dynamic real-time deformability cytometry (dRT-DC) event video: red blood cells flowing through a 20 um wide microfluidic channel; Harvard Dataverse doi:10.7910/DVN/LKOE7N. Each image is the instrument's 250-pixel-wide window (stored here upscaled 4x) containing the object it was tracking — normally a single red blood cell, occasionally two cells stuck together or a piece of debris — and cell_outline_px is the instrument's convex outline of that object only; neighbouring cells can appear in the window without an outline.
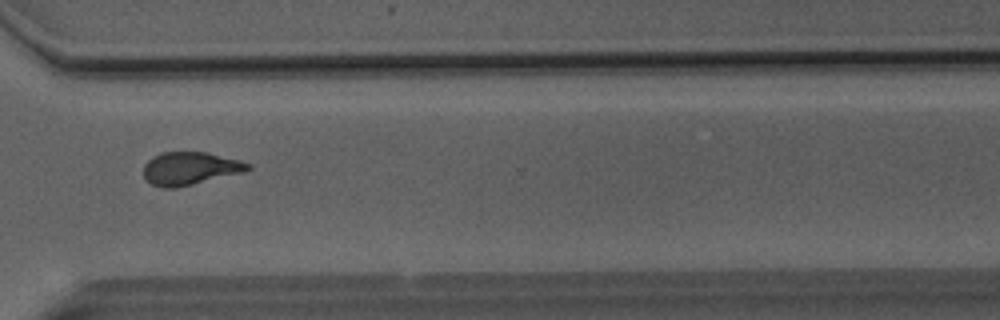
{"species": "Egyptian fruit bat (a non-hibernating species)", "species_latin": "Rousettus aegyptiacus", "temperature_condition": "room temperature", "stored_images_in_passage": 51, "camera_frame_rate_fps": 3000, "um_per_image_px": 0.085, "animal": {"sex": "male"}, "frame": {"image": 1, "passage_image": 38, "time_ms": 12.333, "image_size_px": [1000, 320], "cell_outline_px": [[252, 168], [244, 172], [176, 188], [164, 188], [152, 184], [144, 180], [144, 164], [152, 156], [160, 152], [208, 152], [240, 160], [252, 164]], "centroid_in_image_um": [16.15, 14.31], "position_along_channel_um": 354.4, "area_um2": 20.23}}
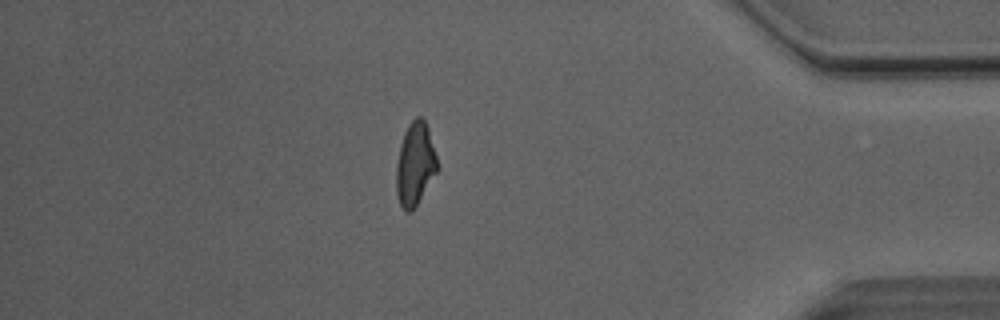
{"frame": {"image": 2, "passage_image": 44, "time_ms": 14.333, "image_size_px": [1000, 320], "cell_outline_px": [[440, 168], [412, 212], [408, 212], [400, 204], [396, 192], [396, 164], [400, 144], [404, 132], [408, 124], [416, 116], [420, 116], [424, 120], [428, 128]], "centroid_in_image_um": [35.29, 13.94], "position_along_channel_um": 399.9, "area_um2": 20.06}}
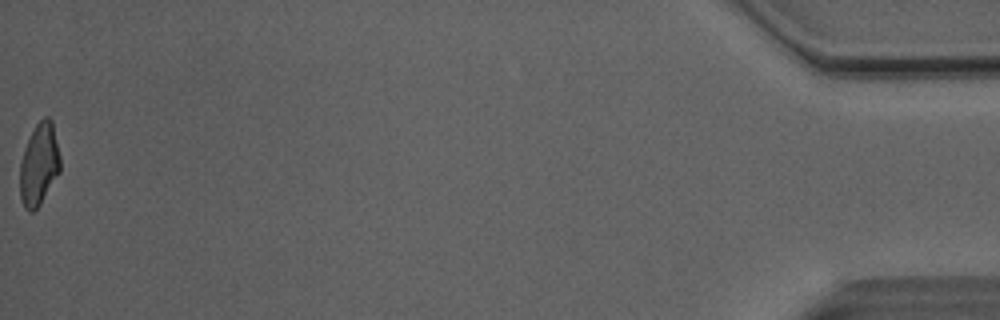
{"frame": {"image": 3, "passage_image": 51, "time_ms": 16.667, "image_size_px": [1000, 320], "cell_outline_px": [[60, 172], [40, 204], [32, 212], [28, 212], [24, 208], [20, 200], [20, 160], [24, 148], [36, 124], [44, 116], [48, 116], [52, 120], [60, 156]], "centroid_in_image_um": [3.31, 13.99], "position_along_channel_um": 431.9, "area_um2": 19.36}, "authors_computed_cell_mechanics": {"area_um2": 20.23, "velocity_mm_per_s": 4.1154, "shape_relaxation_time_tau1_ms": 6.2085, "shape_relaxation_time_tau2_ms": 1.4458, "deformation_change_tau1": 0.181, "deformation_change_tau2": 0.0933}}